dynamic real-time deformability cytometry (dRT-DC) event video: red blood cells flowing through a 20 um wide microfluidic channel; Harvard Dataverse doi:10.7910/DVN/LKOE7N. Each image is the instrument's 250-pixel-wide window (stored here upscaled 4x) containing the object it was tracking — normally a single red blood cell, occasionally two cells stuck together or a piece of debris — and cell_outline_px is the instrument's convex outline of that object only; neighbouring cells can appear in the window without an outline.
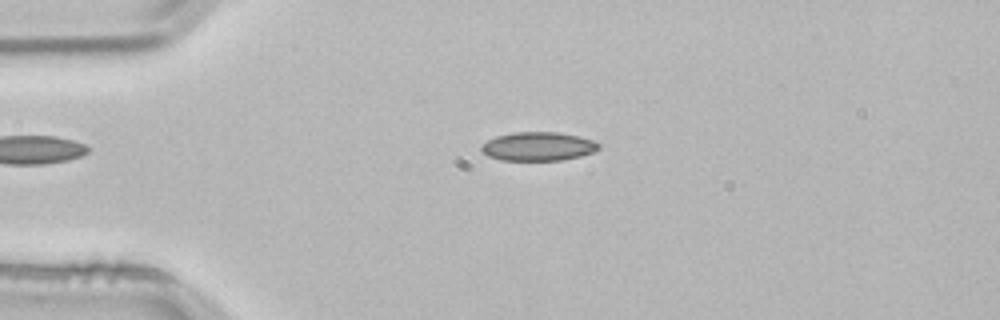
{"species": "common noctule bat (a hibernating species)", "species_latin": "Nyctalus noctula", "temperature_condition": "room temperature", "stored_images_in_passage": 53, "camera_frame_rate_fps": 3000, "um_per_image_px": 0.085, "animal": {"sex": "male", "body_mass_g": 21.5, "forearm_length_mm": 52.0}, "frame": {"image": 1, "passage_image": 12, "time_ms": 3.667, "image_size_px": [1000, 320], "cell_outline_px": [[600, 148], [596, 152], [564, 160], [500, 160], [488, 156], [480, 152], [480, 144], [496, 136], [512, 132], [556, 132], [576, 136], [592, 140], [600, 144]], "centroid_in_image_um": [45.71, 12.45], "position_along_channel_um": 39.3, "area_um2": 19.83}}
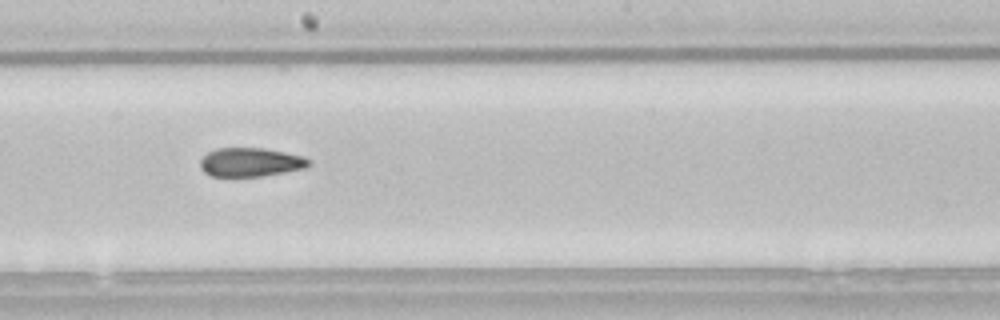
{"frame": {"image": 2, "passage_image": 29, "time_ms": 9.333, "image_size_px": [1000, 320], "cell_outline_px": [[312, 164], [304, 168], [284, 172], [260, 176], [212, 176], [204, 172], [200, 168], [200, 160], [208, 152], [216, 148], [264, 148], [304, 156]], "centroid_in_image_um": [21.28, 13.78], "position_along_channel_um": 226.9, "area_um2": 18.15}}
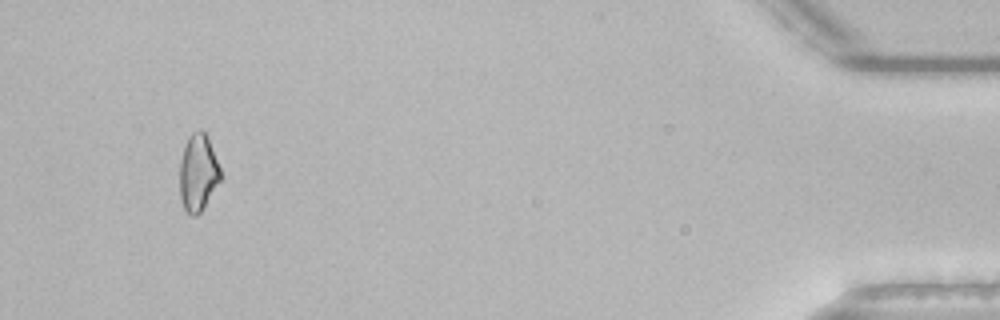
{"frame": {"image": 3, "passage_image": 50, "time_ms": 16.333, "image_size_px": [1000, 320], "cell_outline_px": [[220, 180], [200, 212], [196, 216], [192, 216], [184, 208], [180, 196], [180, 160], [188, 136], [192, 132], [200, 128], [204, 132], [208, 140], [220, 168]], "centroid_in_image_um": [16.81, 14.67], "position_along_channel_um": 418.4, "area_um2": 17.86}, "authors_computed_cell_mechanics": {"area_um2": 18.8428, "velocity_mm_per_s": 3.8248, "shape_relaxation_time_tau1_ms": null, "shape_relaxation_time_tau2_ms": 4.7266, "deformation_change_tau1": null, "deformation_change_tau2": 0.1199}}